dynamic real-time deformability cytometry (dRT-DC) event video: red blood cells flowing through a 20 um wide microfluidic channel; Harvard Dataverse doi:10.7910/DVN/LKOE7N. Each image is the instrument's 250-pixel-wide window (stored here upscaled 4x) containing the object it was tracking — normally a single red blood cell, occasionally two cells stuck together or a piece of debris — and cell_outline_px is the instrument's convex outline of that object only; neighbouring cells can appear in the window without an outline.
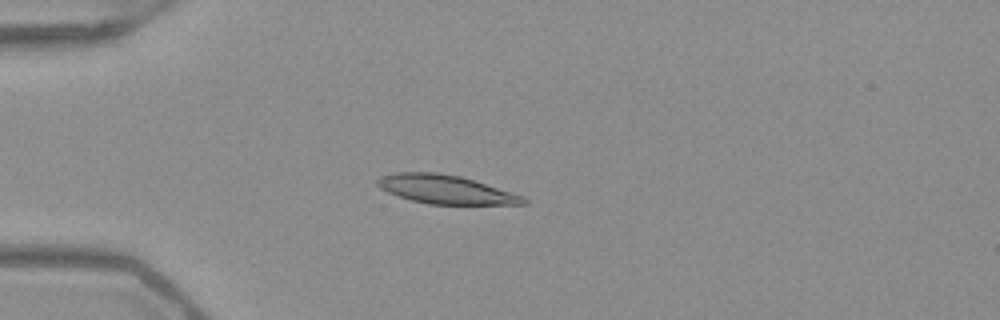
{"species": "Egyptian fruit bat (a non-hibernating species)", "species_latin": "Rousettus aegyptiacus", "temperature_condition": "warm", "stored_images_in_passage": 45, "camera_frame_rate_fps": 3000, "um_per_image_px": 0.085, "frame": {"image": 1, "passage_image": 8, "time_ms": 2.333, "image_size_px": [1000, 320], "cell_outline_px": [[528, 204], [428, 204], [412, 200], [388, 192], [380, 188], [376, 184], [376, 180], [380, 176], [396, 172], [436, 172], [460, 176], [524, 196], [528, 200]], "centroid_in_image_um": [37.86, 16.1], "position_along_channel_um": 47.1, "area_um2": 24.22}}
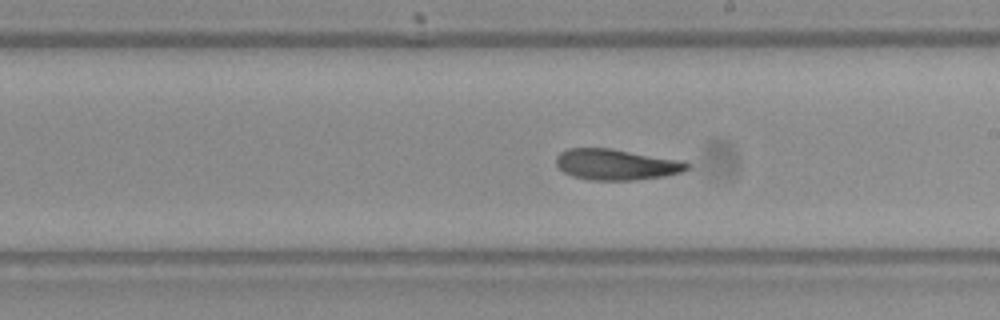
{"frame": {"image": 2, "passage_image": 24, "time_ms": 7.667, "image_size_px": [1000, 320], "cell_outline_px": [[692, 164], [688, 168], [680, 172], [664, 176], [636, 180], [588, 180], [572, 176], [564, 172], [556, 164], [556, 156], [560, 152], [568, 148], [612, 148], [684, 160]], "centroid_in_image_um": [52.4, 13.97], "position_along_channel_um": 236.6, "area_um2": 23.87}}
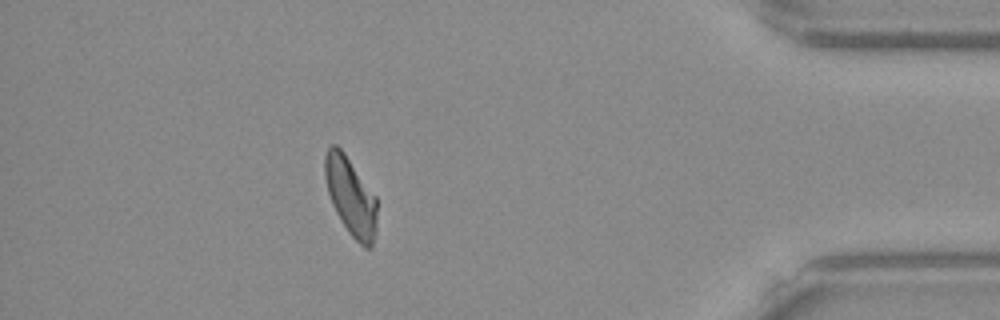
{"frame": {"image": 3, "passage_image": 40, "time_ms": 13.0, "image_size_px": [1000, 320], "cell_outline_px": [[376, 228], [372, 248], [364, 248], [348, 232], [340, 220], [332, 204], [328, 192], [324, 176], [324, 156], [328, 148], [332, 144], [336, 144], [344, 152], [376, 196]], "centroid_in_image_um": [29.8, 16.69], "position_along_channel_um": 405.4, "area_um2": 23.76}, "authors_computed_cell_mechanics": {"area_um2": 24.1604, "velocity_mm_per_s": 3.9576, "shape_relaxation_time_tau1_ms": null, "shape_relaxation_time_tau2_ms": 6.5135, "deformation_change_tau1": null, "deformation_change_tau2": 0.1325}}